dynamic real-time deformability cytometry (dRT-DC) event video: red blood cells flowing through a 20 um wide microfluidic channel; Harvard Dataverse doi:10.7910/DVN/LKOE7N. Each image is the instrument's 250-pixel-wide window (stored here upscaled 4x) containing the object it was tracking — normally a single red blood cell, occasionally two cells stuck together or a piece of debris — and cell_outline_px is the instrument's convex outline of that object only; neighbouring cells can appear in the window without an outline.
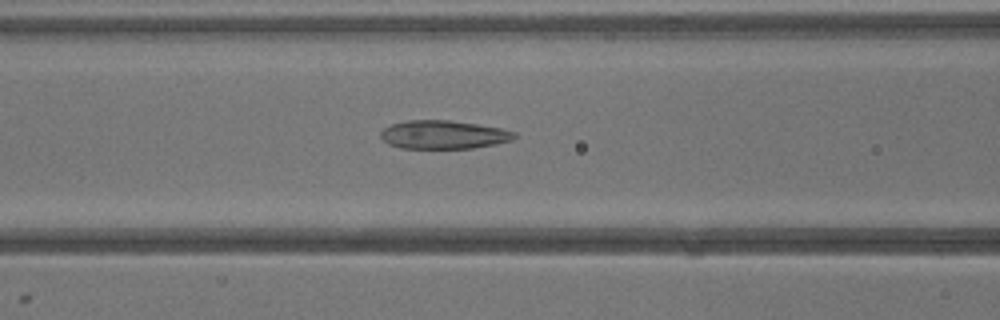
{"species": "common noctule bat (a hibernating species)", "species_latin": "Nyctalus noctula", "temperature_condition": "warm", "stored_images_in_passage": 29, "camera_frame_rate_fps": 3000, "um_per_image_px": 0.085, "animal": {"sex": "male", "body_mass_g": 13.3}, "frame": {"image": 1, "passage_image": 8, "time_ms": 2.333, "image_size_px": [1000, 320], "cell_outline_px": [[516, 136], [512, 140], [496, 144], [472, 148], [400, 148], [388, 144], [380, 136], [380, 132], [384, 128], [392, 124], [408, 120], [448, 120], [476, 124], [500, 128], [516, 132]], "centroid_in_image_um": [37.69, 11.45], "position_along_channel_um": 128.9, "area_um2": 22.08}}
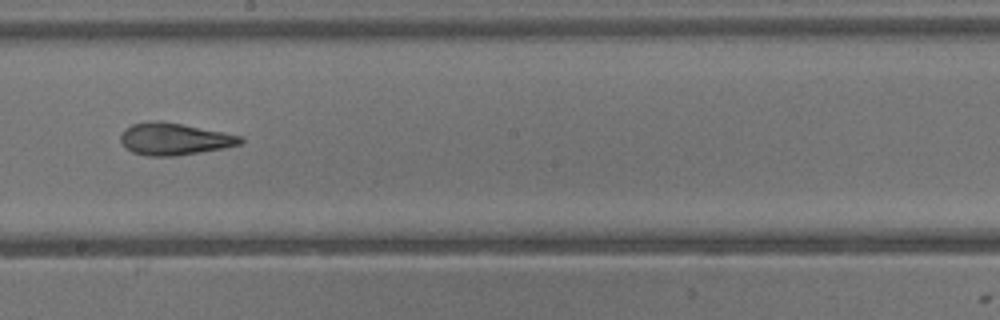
{"frame": {"image": 2, "passage_image": 14, "time_ms": 4.333, "image_size_px": [1000, 320], "cell_outline_px": [[244, 140], [240, 144], [224, 148], [176, 156], [148, 156], [132, 152], [124, 148], [120, 140], [120, 136], [124, 128], [132, 124], [148, 120], [156, 120], [180, 124], [224, 132], [244, 136]], "centroid_in_image_um": [14.79, 11.81], "position_along_channel_um": 233.4, "area_um2": 22.54}}
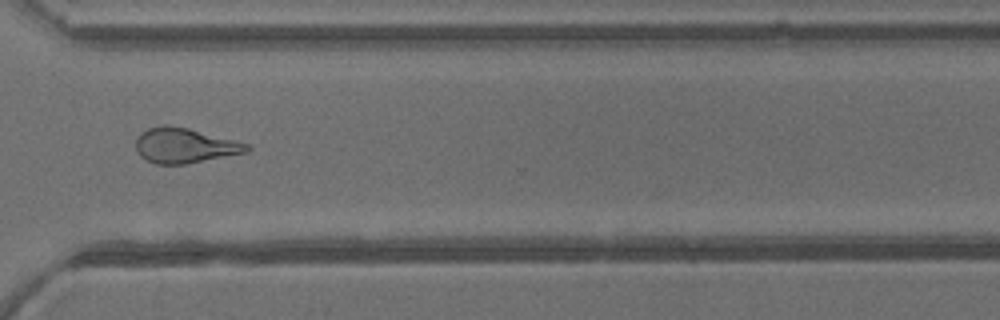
{"frame": {"image": 3, "passage_image": 21, "time_ms": 6.667, "image_size_px": [1000, 320], "cell_outline_px": [[252, 148], [248, 152], [184, 164], [156, 164], [140, 156], [136, 148], [136, 140], [140, 132], [148, 128], [164, 124], [188, 128], [248, 144]], "centroid_in_image_um": [15.67, 12.36], "position_along_channel_um": 354.9, "area_um2": 22.43}}